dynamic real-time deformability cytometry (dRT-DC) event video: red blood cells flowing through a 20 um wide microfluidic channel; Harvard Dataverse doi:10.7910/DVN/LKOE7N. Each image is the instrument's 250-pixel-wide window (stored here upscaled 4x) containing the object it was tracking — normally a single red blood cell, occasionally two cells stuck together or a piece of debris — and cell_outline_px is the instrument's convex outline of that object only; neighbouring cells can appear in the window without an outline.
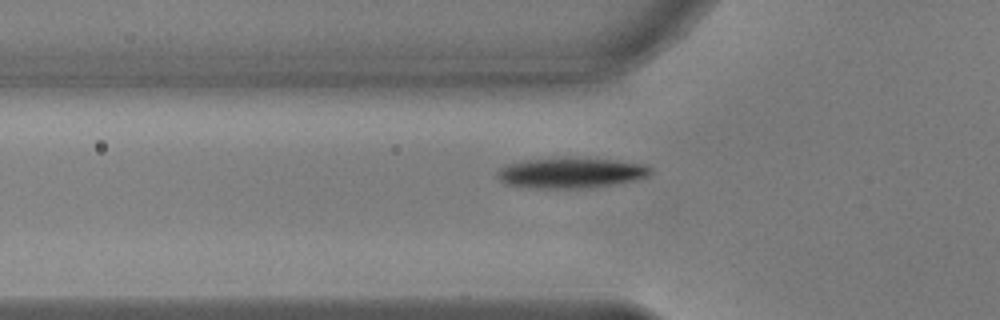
{"species": "common noctule bat (a hibernating species)", "species_latin": "Nyctalus noctula", "temperature_condition": "warm", "stored_images_in_passage": 37, "camera_frame_rate_fps": 3000, "um_per_image_px": 0.085, "animal": {"sex": "male", "body_mass_g": 17.9, "forearm_length_mm": 54.2}, "frame": {"image": 1, "passage_image": 2, "time_ms": 0.333, "image_size_px": [1000, 320], "cell_outline_px": [[652, 172], [648, 176], [636, 180], [584, 188], [536, 188], [504, 184], [496, 176], [496, 172], [504, 164], [524, 160], [616, 160], [648, 164], [652, 168]], "centroid_in_image_um": [48.52, 14.72], "position_along_channel_um": 77.3, "area_um2": 26.47}}
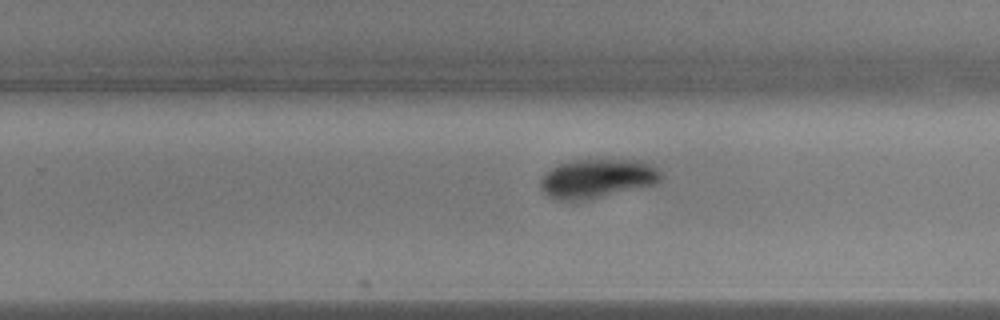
{"frame": {"image": 2, "passage_image": 18, "time_ms": 5.667, "image_size_px": [1000, 320], "cell_outline_px": [[664, 176], [656, 184], [588, 200], [552, 200], [540, 188], [540, 180], [544, 172], [556, 164], [568, 160], [640, 160], [652, 164]], "centroid_in_image_um": [50.72, 15.17], "position_along_channel_um": 279.1, "area_um2": 27.86}}
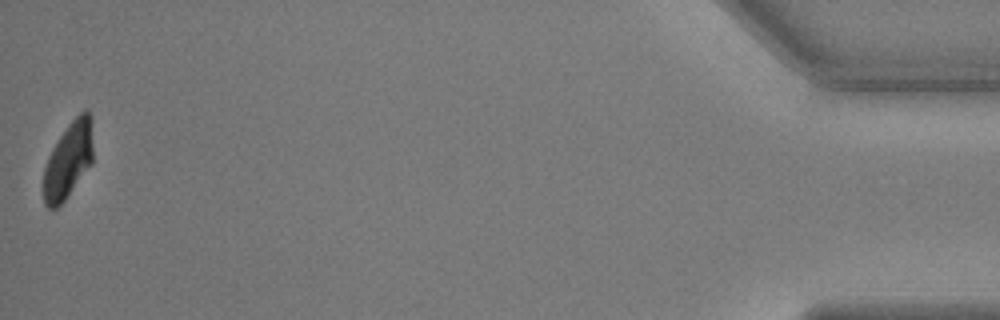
{"frame": {"image": 3, "passage_image": 37, "time_ms": 12.0, "image_size_px": [1000, 320], "cell_outline_px": [[92, 164], [64, 200], [56, 208], [48, 208], [44, 204], [44, 168], [48, 156], [60, 136], [68, 124], [84, 108], [88, 108], [92, 116]], "centroid_in_image_um": [5.83, 13.57], "position_along_channel_um": 429.4, "area_um2": 21.96}, "authors_computed_cell_mechanics": {"area_um2": 26.7036, "velocity_mm_per_s": 3.7873, "shape_relaxation_time_tau1_ms": 1.5452, "shape_relaxation_time_tau2_ms": null, "deformation_change_tau1": 0.1506, "deformation_change_tau2": null}}